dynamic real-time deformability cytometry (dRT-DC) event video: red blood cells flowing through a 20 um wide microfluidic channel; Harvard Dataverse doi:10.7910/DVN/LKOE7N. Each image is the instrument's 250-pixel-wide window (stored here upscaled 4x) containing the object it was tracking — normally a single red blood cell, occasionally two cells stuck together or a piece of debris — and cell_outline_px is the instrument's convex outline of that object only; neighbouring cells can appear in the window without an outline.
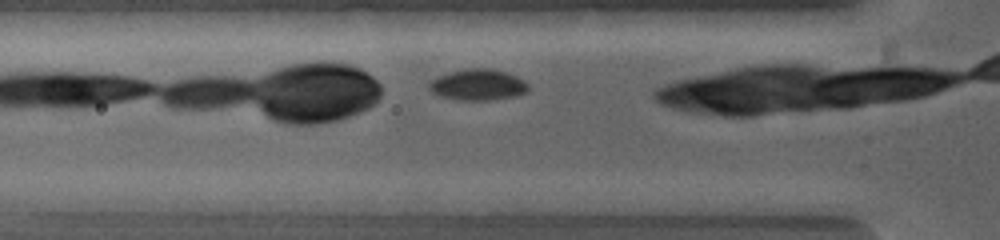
{"species": "common noctule bat (a hibernating species)", "species_latin": "Nyctalus noctula", "temperature_condition": "warm", "stored_images_in_passage": 5, "camera_frame_rate_fps": 5000, "um_per_image_px": 0.085, "animal": {"sex": "female", "body_mass_g": 19.0, "forearm_length_mm": 53.3}, "frame": {"image": 1, "passage_image": 3, "time_ms": 0.6, "image_size_px": [1000, 240], "cell_outline_px": [[528, 88], [524, 92], [512, 96], [488, 100], [460, 100], [440, 96], [432, 92], [428, 88], [428, 84], [436, 76], [448, 72], [464, 68], [492, 68], [516, 76], [528, 84]], "centroid_in_image_um": [40.55, 7.19], "position_along_channel_um": 85.2, "area_um2": 17.86}}